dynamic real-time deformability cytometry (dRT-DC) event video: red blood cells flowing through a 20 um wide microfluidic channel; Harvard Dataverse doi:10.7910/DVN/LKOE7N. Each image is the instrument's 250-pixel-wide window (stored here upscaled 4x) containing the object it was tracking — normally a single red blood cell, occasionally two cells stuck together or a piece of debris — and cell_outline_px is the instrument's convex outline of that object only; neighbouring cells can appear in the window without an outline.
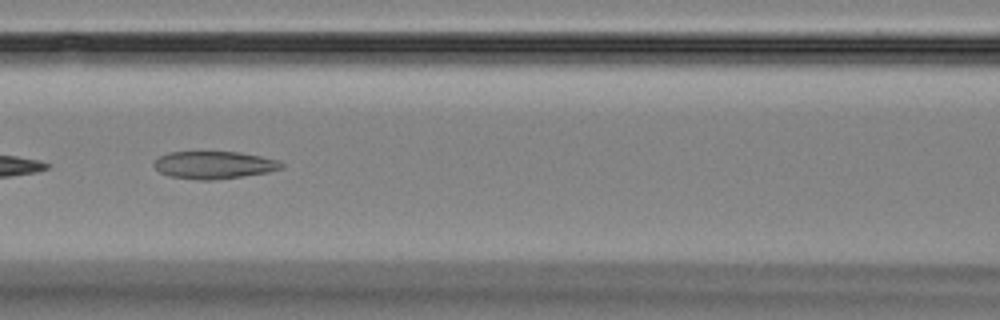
{"species": "Egyptian fruit bat (a non-hibernating species)", "species_latin": "Rousettus aegyptiacus", "temperature_condition": "room temperature", "stored_images_in_passage": 10, "camera_frame_rate_fps": 3000, "um_per_image_px": 0.085, "animal": {"sex": "female"}, "frame": {"image": 1, "passage_image": 6, "time_ms": 5.667, "image_size_px": [1000, 320], "cell_outline_px": [[284, 168], [268, 172], [244, 176], [212, 180], [200, 180], [168, 176], [160, 172], [152, 164], [160, 156], [168, 152], [240, 152], [260, 156], [276, 160], [284, 164]], "centroid_in_image_um": [18.19, 14.03], "position_along_channel_um": 148.4, "area_um2": 20.4}}
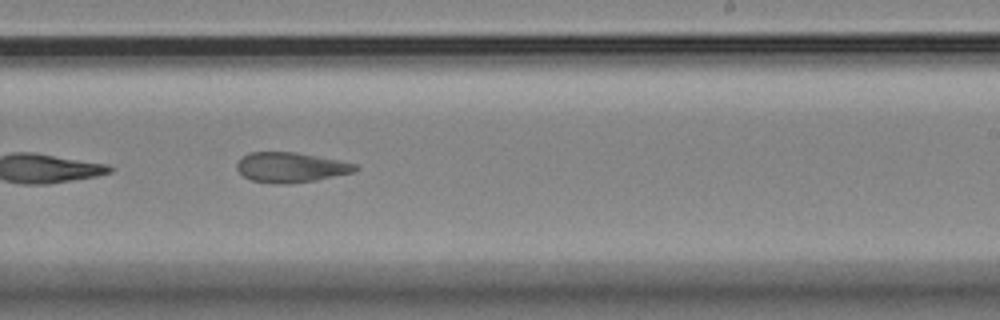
{"frame": {"image": 2, "passage_image": 9, "time_ms": 9.0, "image_size_px": [1000, 320], "cell_outline_px": [[360, 168], [352, 172], [316, 180], [288, 184], [272, 184], [252, 180], [244, 176], [236, 168], [236, 164], [244, 156], [252, 152], [292, 152], [336, 160], [356, 164]], "centroid_in_image_um": [24.69, 14.24], "position_along_channel_um": 264.3, "area_um2": 20.35}}
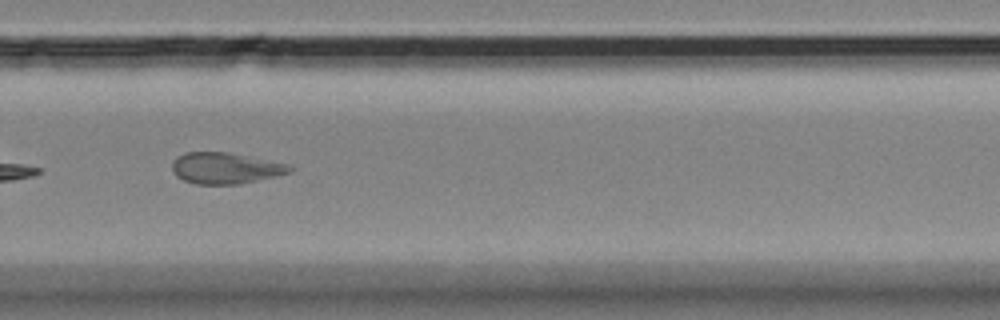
{"frame": {"image": 3, "passage_image": 10, "time_ms": 10.333, "image_size_px": [1000, 320], "cell_outline_px": [[292, 172], [240, 184], [196, 184], [184, 180], [176, 176], [172, 168], [172, 160], [176, 156], [184, 152], [228, 152], [288, 164], [292, 168]], "centroid_in_image_um": [19.12, 14.29], "position_along_channel_um": 310.7, "area_um2": 21.33}}